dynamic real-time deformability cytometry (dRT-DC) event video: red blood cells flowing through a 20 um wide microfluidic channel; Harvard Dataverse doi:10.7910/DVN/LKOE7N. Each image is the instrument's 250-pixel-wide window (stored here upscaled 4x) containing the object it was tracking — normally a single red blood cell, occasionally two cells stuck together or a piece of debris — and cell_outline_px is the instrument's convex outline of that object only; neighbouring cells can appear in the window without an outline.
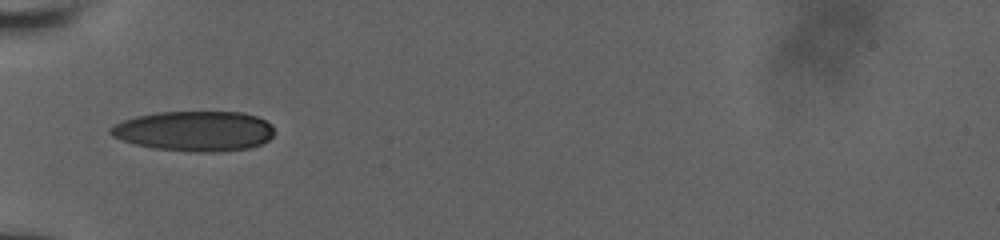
{"species": "human", "species_latin": "Homo sapiens", "temperature_condition": "room temperature", "stored_images_in_passage": 14, "camera_frame_rate_fps": 3000, "um_per_image_px": 0.085, "donor": {"sex": "male"}, "frame": {"image": 1, "passage_image": 1, "time_ms": 0.0, "image_size_px": [1000, 240], "cell_outline_px": [[272, 136], [268, 140], [260, 144], [248, 148], [212, 152], [188, 152], [152, 148], [136, 144], [112, 136], [108, 132], [108, 128], [124, 120], [136, 116], [156, 112], [244, 112], [256, 116], [272, 124]], "centroid_in_image_um": [16.51, 11.14], "position_along_channel_um": 68.5, "area_um2": 38.26}}
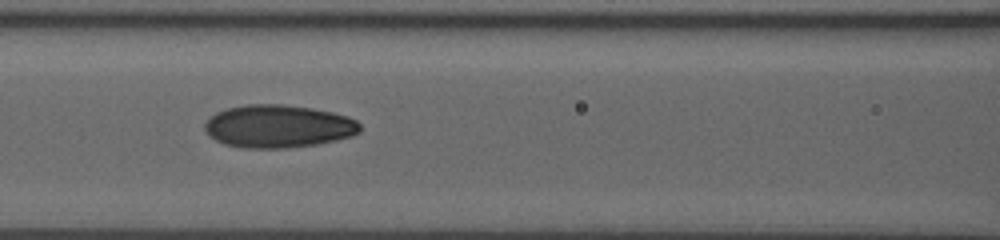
{"frame": {"image": 2, "passage_image": 9, "time_ms": 2.0, "image_size_px": [1000, 240], "cell_outline_px": [[360, 132], [352, 136], [336, 140], [316, 144], [288, 148], [240, 148], [224, 144], [216, 140], [204, 128], [204, 124], [216, 112], [228, 108], [248, 104], [280, 104], [312, 108], [332, 112], [348, 116], [356, 120], [360, 124]], "centroid_in_image_um": [23.68, 10.74], "position_along_channel_um": 142.9, "area_um2": 38.73}}
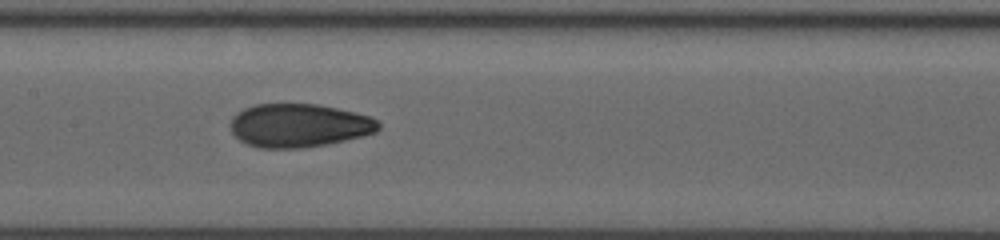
{"frame": {"image": 3, "passage_image": 13, "time_ms": 3.0, "image_size_px": [1000, 240], "cell_outline_px": [[380, 128], [376, 132], [364, 136], [328, 144], [300, 148], [260, 148], [248, 144], [240, 140], [232, 132], [228, 124], [232, 116], [236, 112], [244, 108], [256, 104], [320, 104], [368, 116], [376, 120], [380, 124]], "centroid_in_image_um": [25.38, 10.66], "position_along_channel_um": 182.0, "area_um2": 37.63}}